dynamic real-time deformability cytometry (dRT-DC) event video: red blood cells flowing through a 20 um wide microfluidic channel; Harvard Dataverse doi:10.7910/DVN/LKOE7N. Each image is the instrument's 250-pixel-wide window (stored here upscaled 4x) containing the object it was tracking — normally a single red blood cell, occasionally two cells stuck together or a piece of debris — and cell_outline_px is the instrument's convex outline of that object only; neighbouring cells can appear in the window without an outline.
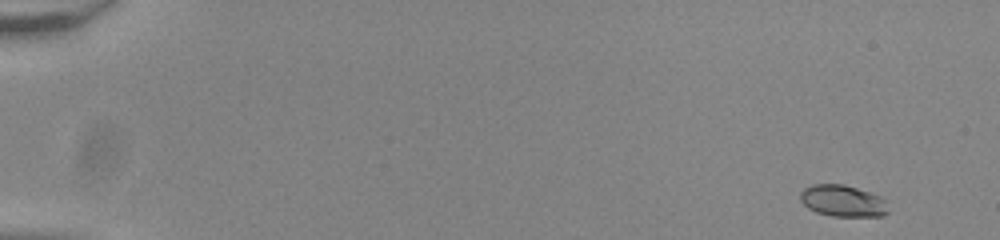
{"species": "common noctule bat (a hibernating species)", "species_latin": "Nyctalus noctula", "temperature_condition": "room temperature", "stored_images_in_passage": 52, "camera_frame_rate_fps": 3000, "um_per_image_px": 0.085, "animal": {"sex": "male", "body_mass_g": 20.0, "forearm_length_mm": 53.3}, "frame": {"image": 1, "passage_image": 1, "time_ms": 0.0, "image_size_px": [1000, 240], "cell_outline_px": [[888, 212], [884, 216], [832, 216], [816, 212], [808, 208], [800, 200], [800, 192], [804, 188], [812, 184], [844, 184], [880, 196], [888, 200]], "centroid_in_image_um": [71.66, 17.07], "position_along_channel_um": 13.3, "area_um2": 16.36}}
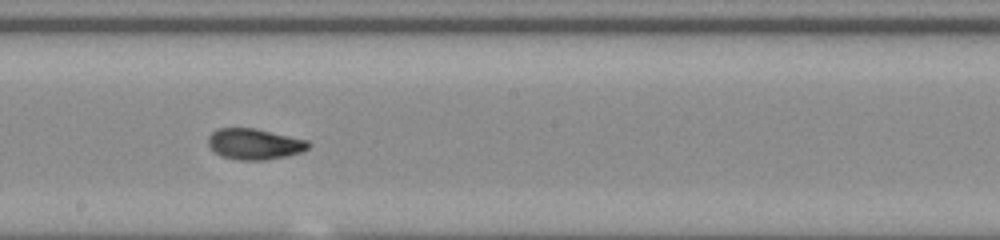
{"frame": {"image": 2, "passage_image": 30, "time_ms": 9.667, "image_size_px": [1000, 240], "cell_outline_px": [[312, 144], [308, 148], [300, 152], [284, 156], [264, 160], [236, 160], [220, 156], [208, 144], [208, 136], [212, 132], [220, 128], [256, 128], [308, 140]], "centroid_in_image_um": [21.63, 12.24], "position_along_channel_um": 226.6, "area_um2": 18.03}}
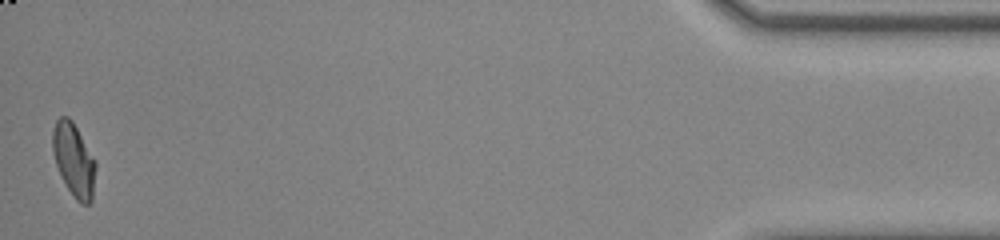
{"frame": {"image": 3, "passage_image": 52, "time_ms": 17.0, "image_size_px": [1000, 240], "cell_outline_px": [[96, 168], [92, 200], [88, 204], [80, 204], [76, 200], [68, 188], [56, 164], [52, 152], [52, 132], [56, 120], [60, 116], [68, 116], [72, 120], [96, 160]], "centroid_in_image_um": [6.28, 13.57], "position_along_channel_um": 428.9, "area_um2": 18.38}, "authors_computed_cell_mechanics": {"area_um2": 18.0336, "velocity_mm_per_s": 3.8545, "shape_relaxation_time_tau1_ms": 5.628, "shape_relaxation_time_tau2_ms": 1.1621, "deformation_change_tau1": 0.1665, "deformation_change_tau2": 0.0488}}